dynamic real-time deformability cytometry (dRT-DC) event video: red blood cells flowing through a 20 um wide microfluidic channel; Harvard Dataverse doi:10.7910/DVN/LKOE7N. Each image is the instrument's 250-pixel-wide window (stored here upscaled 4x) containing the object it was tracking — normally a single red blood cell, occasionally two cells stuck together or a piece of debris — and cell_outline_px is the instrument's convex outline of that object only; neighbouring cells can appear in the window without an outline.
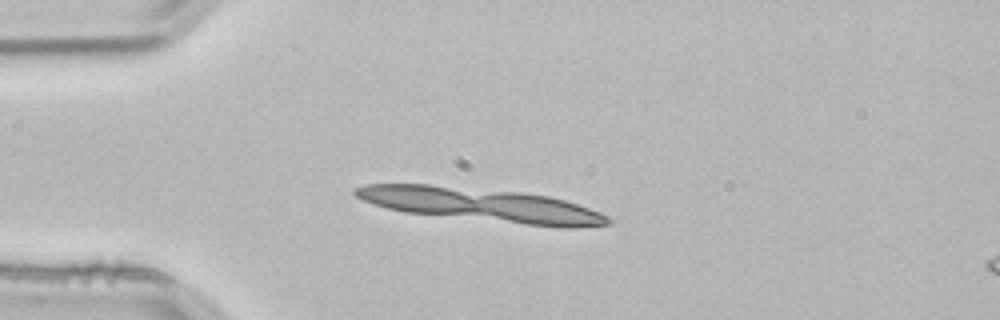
{"species": "common noctule bat (a hibernating species)", "species_latin": "Nyctalus noctula", "temperature_condition": "room temperature", "stored_images_in_passage": 10, "camera_frame_rate_fps": 3000, "um_per_image_px": 0.085, "animal": {"sex": "male", "body_mass_g": 21.5, "forearm_length_mm": 52.0}, "frame": {"image": 1, "passage_image": 1, "time_ms": 0.0, "image_size_px": [1000, 320], "cell_outline_px": [[600, 224], [540, 224], [516, 220], [492, 212], [492, 208], [500, 196], [536, 196], [556, 200], [572, 204], [592, 212], [600, 216]], "centroid_in_image_um": [46.18, 17.93], "position_along_channel_um": 38.8, "area_um2": 16.01}}